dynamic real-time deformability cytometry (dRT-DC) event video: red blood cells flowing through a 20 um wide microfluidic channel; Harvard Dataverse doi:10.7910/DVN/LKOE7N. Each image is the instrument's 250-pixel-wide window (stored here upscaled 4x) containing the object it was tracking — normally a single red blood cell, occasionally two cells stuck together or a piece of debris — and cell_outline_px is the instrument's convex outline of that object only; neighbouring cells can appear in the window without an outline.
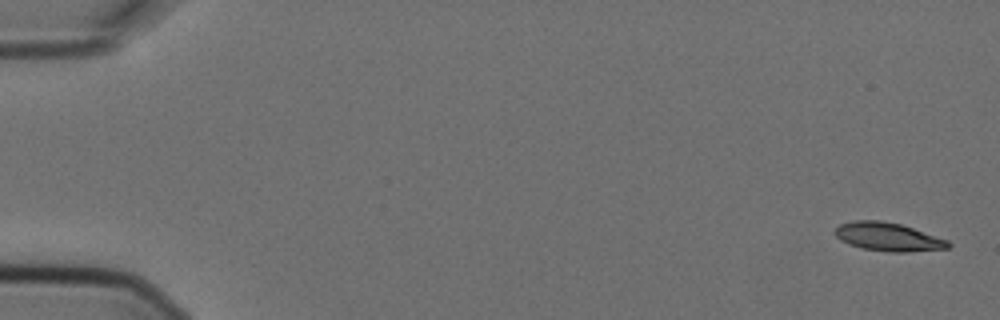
{"species": "Egyptian fruit bat (a non-hibernating species)", "species_latin": "Rousettus aegyptiacus", "temperature_condition": "cold", "stored_images_in_passage": 5, "camera_frame_rate_fps": 3000, "um_per_image_px": 0.085, "animal": {"sex": "female"}, "frame": {"image": 1, "passage_image": 1, "time_ms": 0.0, "image_size_px": [1000, 320], "cell_outline_px": [[952, 244], [948, 248], [908, 252], [888, 252], [860, 248], [848, 244], [840, 240], [832, 232], [840, 224], [852, 220], [880, 220], [900, 224], [948, 240]], "centroid_in_image_um": [75.44, 20.13], "position_along_channel_um": 9.6, "area_um2": 18.84}}
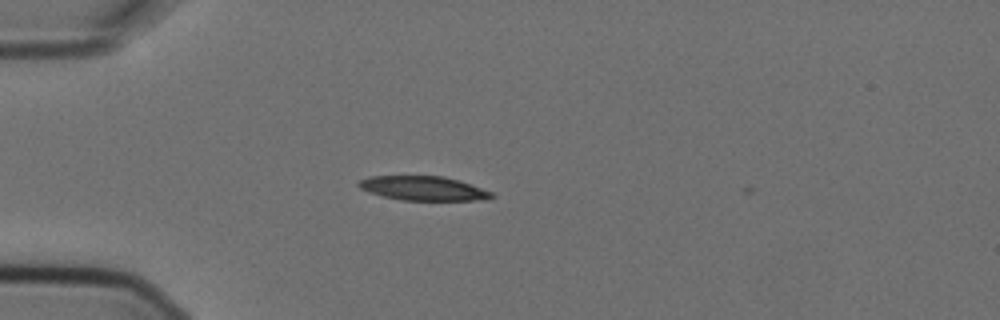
{"frame": {"image": 2, "passage_image": 5, "time_ms": 1.333, "image_size_px": [1000, 320], "cell_outline_px": [[496, 196], [488, 200], [400, 200], [368, 192], [360, 188], [356, 184], [360, 180], [368, 176], [444, 176], [460, 180], [492, 192]], "centroid_in_image_um": [36.0, 16.01], "position_along_channel_um": 49.0, "area_um2": 18.9}}